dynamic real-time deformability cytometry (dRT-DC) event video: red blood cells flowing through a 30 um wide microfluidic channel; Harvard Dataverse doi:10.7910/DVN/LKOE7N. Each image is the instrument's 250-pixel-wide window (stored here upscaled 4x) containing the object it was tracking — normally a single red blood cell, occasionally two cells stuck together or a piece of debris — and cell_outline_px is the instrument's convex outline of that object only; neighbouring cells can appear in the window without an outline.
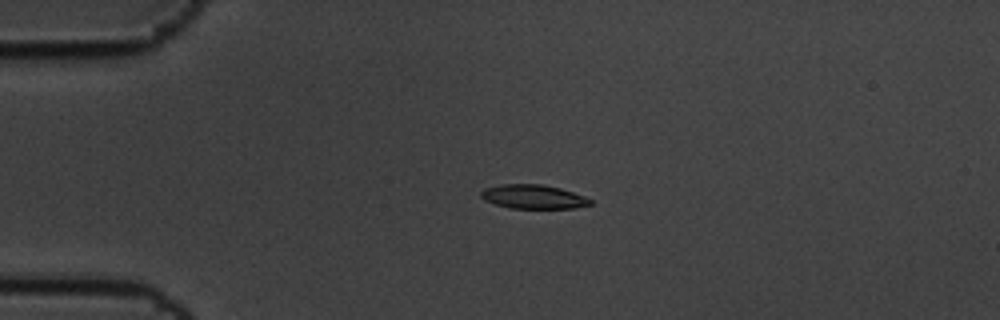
{"species": "common noctule bat (a hibernating species)", "species_latin": "Nyctalus noctula", "temperature_condition": "cold", "stored_images_in_passage": 5, "camera_frame_rate_fps": 3000, "um_per_image_px": 0.085, "animal": {"sex": "male", "body_mass_g": 19.5, "forearm_length_mm": 54.6}, "frame": {"image": 1, "passage_image": 5, "time_ms": 1.333, "image_size_px": [1000, 320], "cell_outline_px": [[592, 204], [572, 208], [508, 208], [484, 200], [480, 196], [480, 192], [484, 188], [500, 184], [544, 184], [560, 188], [584, 196], [592, 200]], "centroid_in_image_um": [45.3, 16.71], "position_along_channel_um": 39.7, "area_um2": 15.32}}